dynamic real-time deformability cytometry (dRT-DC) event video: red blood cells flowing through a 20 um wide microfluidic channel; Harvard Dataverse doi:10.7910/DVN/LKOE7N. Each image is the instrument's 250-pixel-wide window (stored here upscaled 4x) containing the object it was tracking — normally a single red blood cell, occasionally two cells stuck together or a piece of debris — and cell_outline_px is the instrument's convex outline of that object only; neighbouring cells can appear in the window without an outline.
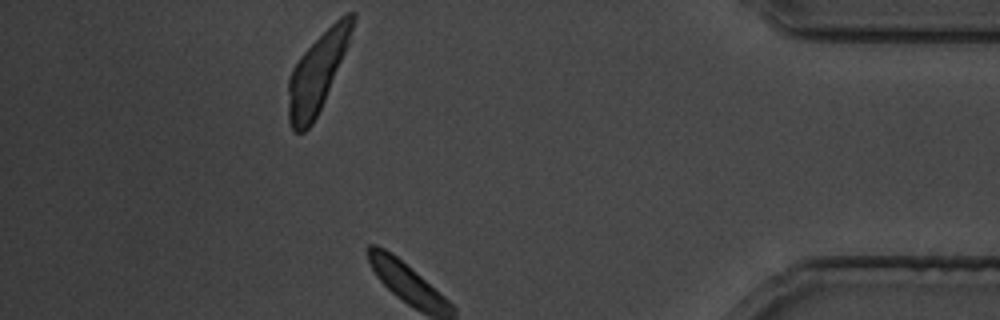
{"species": "common noctule bat (a hibernating species)", "species_latin": "Nyctalus noctula", "temperature_condition": "cold", "stored_images_in_passage": 22, "camera_frame_rate_fps": 3000, "um_per_image_px": 0.085, "animal": {"sex": "male", "body_mass_g": 19.5, "forearm_length_mm": 54.6}, "frame": {"image": 1, "passage_image": 22, "time_ms": 25.667, "image_size_px": [1000, 320], "cell_outline_px": [[356, 16], [348, 44], [324, 100], [312, 124], [304, 132], [296, 132], [292, 128], [288, 120], [288, 80], [292, 68], [300, 56], [340, 16], [348, 12], [356, 12]], "centroid_in_image_um": [26.95, 6.17], "position_along_channel_um": 408.3, "area_um2": 28.67}}